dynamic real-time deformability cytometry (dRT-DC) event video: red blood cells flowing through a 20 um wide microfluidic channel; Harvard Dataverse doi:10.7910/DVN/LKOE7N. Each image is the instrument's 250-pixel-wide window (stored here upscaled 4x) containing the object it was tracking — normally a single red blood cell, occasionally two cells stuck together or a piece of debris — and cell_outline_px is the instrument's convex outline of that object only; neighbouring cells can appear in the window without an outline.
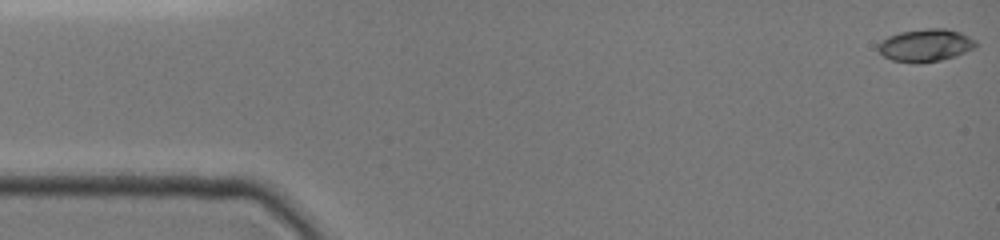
{"species": "common noctule bat (a hibernating species)", "species_latin": "Nyctalus noctula", "temperature_condition": "cold", "stored_images_in_passage": 44, "camera_frame_rate_fps": 3000, "um_per_image_px": 0.085, "animal": {"sex": "female", "body_mass_g": 19.0, "forearm_length_mm": 51.5}, "frame": {"image": 1, "passage_image": 1, "time_ms": 0.0, "image_size_px": [1000, 240], "cell_outline_px": [[980, 44], [976, 48], [956, 56], [940, 60], [892, 60], [884, 56], [876, 48], [876, 44], [888, 36], [900, 32], [928, 28], [944, 28], [960, 32], [976, 40]], "centroid_in_image_um": [78.72, 3.8], "position_along_channel_um": 6.3, "area_um2": 18.15}}
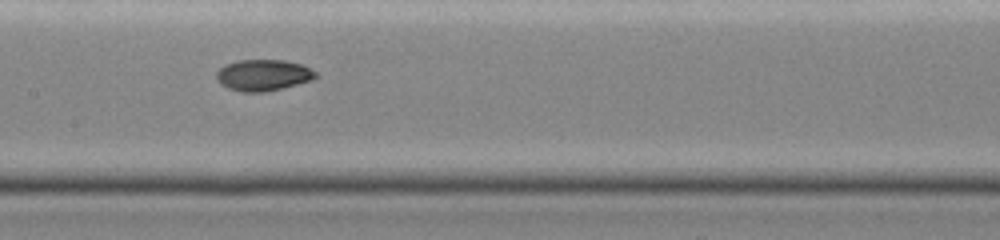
{"frame": {"image": 2, "passage_image": 24, "time_ms": 7.667, "image_size_px": [1000, 240], "cell_outline_px": [[316, 76], [308, 80], [296, 84], [280, 88], [260, 92], [244, 92], [228, 88], [220, 84], [216, 80], [216, 72], [224, 64], [236, 60], [284, 60], [300, 64], [316, 72]], "centroid_in_image_um": [22.28, 6.37], "position_along_channel_um": 185.1, "area_um2": 17.8}}
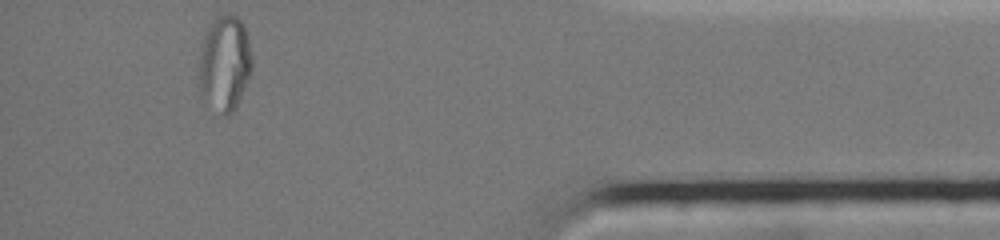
{"frame": {"image": 3, "passage_image": 44, "time_ms": 14.333, "image_size_px": [1000, 240], "cell_outline_px": [[252, 68], [248, 80], [232, 112], [228, 116], [220, 116], [200, 96], [200, 44], [204, 32], [212, 20], [216, 16], [224, 12], [228, 12], [236, 16], [244, 24], [248, 40], [252, 60]], "centroid_in_image_um": [19.07, 5.35], "position_along_channel_um": 416.1, "area_um2": 29.94}, "authors_computed_cell_mechanics": {"area_um2": 17.6868, "velocity_mm_per_s": 3.9601, "shape_relaxation_time_tau1_ms": null, "shape_relaxation_time_tau2_ms": 1.1915, "deformation_change_tau1": null, "deformation_change_tau2": 0.0368}}